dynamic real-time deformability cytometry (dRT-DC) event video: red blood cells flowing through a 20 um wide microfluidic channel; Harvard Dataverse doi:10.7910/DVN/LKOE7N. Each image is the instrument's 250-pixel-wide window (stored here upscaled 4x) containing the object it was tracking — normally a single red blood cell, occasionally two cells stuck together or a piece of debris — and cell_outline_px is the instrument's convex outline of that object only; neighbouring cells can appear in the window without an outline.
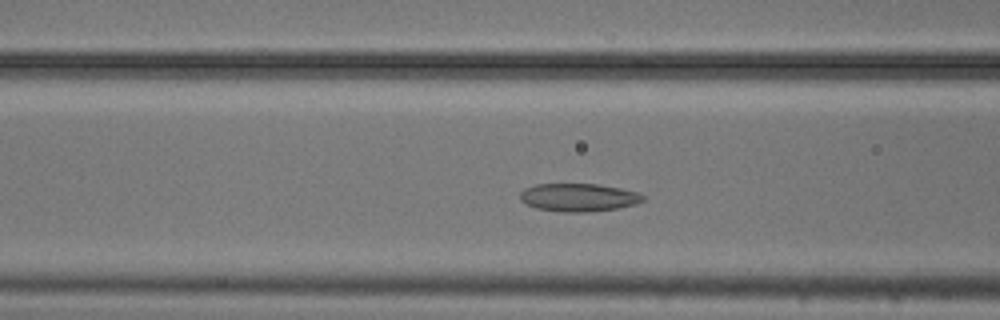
{"species": "common noctule bat (a hibernating species)", "species_latin": "Nyctalus noctula", "temperature_condition": "cold", "stored_images_in_passage": 49, "camera_frame_rate_fps": 3000, "um_per_image_px": 0.085, "animal": {"sex": "male", "body_mass_g": 20.5, "forearm_length_mm": 52.5}, "frame": {"image": 1, "passage_image": 17, "time_ms": 5.333, "image_size_px": [1000, 320], "cell_outline_px": [[644, 200], [636, 204], [620, 208], [588, 212], [564, 212], [536, 208], [520, 200], [520, 192], [524, 188], [536, 184], [596, 184], [620, 188], [636, 192], [644, 196]], "centroid_in_image_um": [49.17, 16.78], "position_along_channel_um": 117.4, "area_um2": 20.06}}
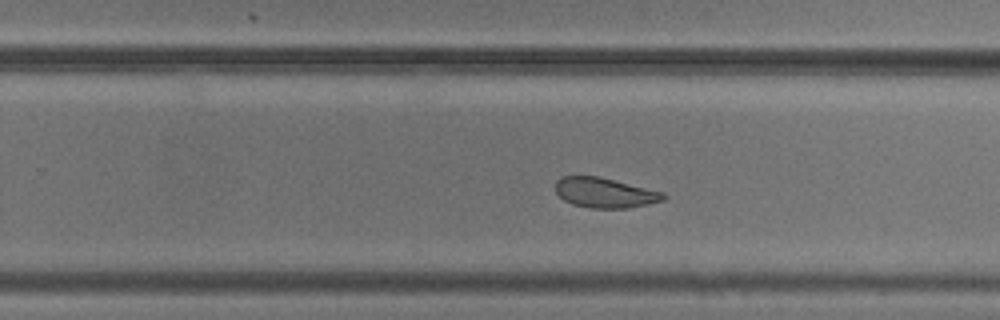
{"frame": {"image": 2, "passage_image": 30, "time_ms": 9.667, "image_size_px": [1000, 320], "cell_outline_px": [[668, 196], [664, 200], [648, 204], [628, 208], [592, 208], [572, 204], [564, 200], [556, 192], [556, 180], [560, 176], [600, 176], [664, 192]], "centroid_in_image_um": [51.43, 16.37], "position_along_channel_um": 278.4, "area_um2": 19.02}}
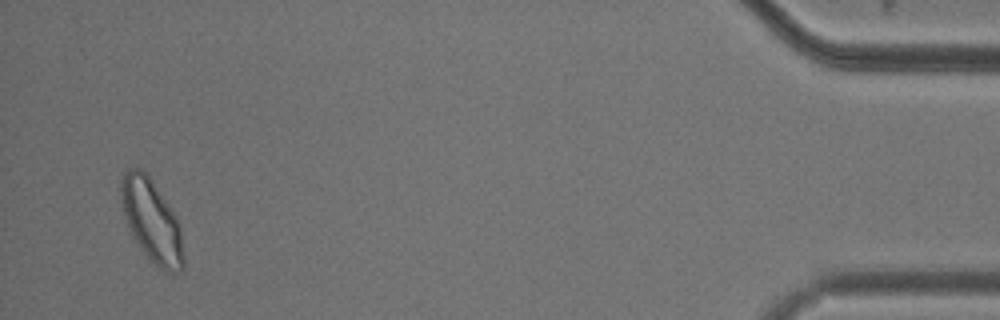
{"frame": {"image": 3, "passage_image": 48, "time_ms": 15.667, "image_size_px": [1000, 320], "cell_outline_px": [[184, 268], [180, 272], [172, 272], [160, 268], [148, 260], [132, 236], [124, 212], [120, 196], [120, 180], [124, 172], [128, 168], [140, 168], [148, 176], [172, 212], [180, 228], [184, 256]], "centroid_in_image_um": [12.87, 18.8], "position_along_channel_um": 422.3, "area_um2": 29.48}}